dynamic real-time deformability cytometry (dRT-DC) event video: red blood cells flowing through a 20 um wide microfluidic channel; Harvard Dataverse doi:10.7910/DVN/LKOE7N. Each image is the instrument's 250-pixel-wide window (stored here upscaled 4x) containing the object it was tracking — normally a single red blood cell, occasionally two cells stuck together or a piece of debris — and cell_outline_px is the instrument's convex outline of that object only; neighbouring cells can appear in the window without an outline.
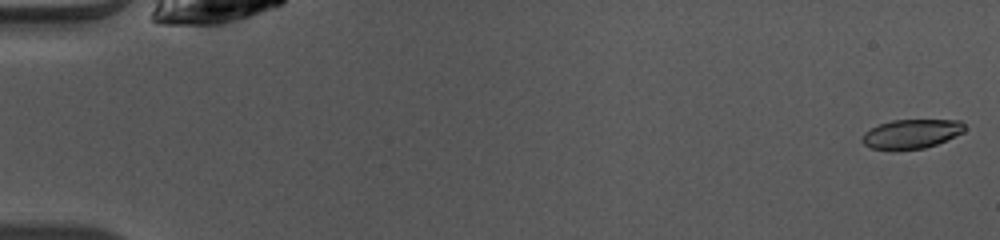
{"species": "common noctule bat (a hibernating species)", "species_latin": "Nyctalus noctula", "temperature_condition": "warm", "stored_images_in_passage": 49, "camera_frame_rate_fps": 3000, "um_per_image_px": 0.085, "animal": {"sex": "female", "body_mass_g": 10.0, "forearm_length_mm": 53.1}, "frame": {"image": 1, "passage_image": 1, "time_ms": 0.0, "image_size_px": [1000, 240], "cell_outline_px": [[964, 132], [936, 144], [924, 148], [872, 148], [864, 144], [860, 140], [864, 132], [880, 124], [892, 120], [960, 120], [964, 124]], "centroid_in_image_um": [77.48, 11.35], "position_along_channel_um": 7.5, "area_um2": 16.94}}
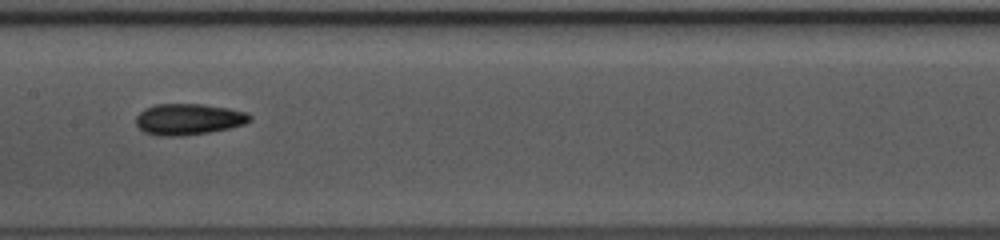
{"frame": {"image": 2, "passage_image": 25, "time_ms": 8.0, "image_size_px": [1000, 240], "cell_outline_px": [[252, 120], [244, 124], [228, 128], [208, 132], [184, 136], [156, 136], [144, 132], [136, 124], [136, 116], [144, 108], [156, 104], [204, 104], [228, 108], [248, 112], [252, 116]], "centroid_in_image_um": [16.02, 10.13], "position_along_channel_um": 191.4, "area_um2": 20.87}}
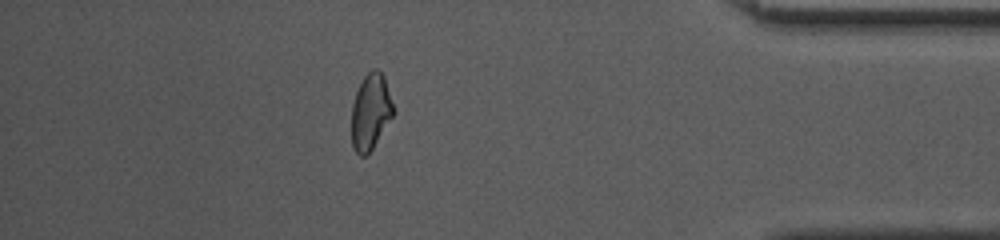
{"frame": {"image": 3, "passage_image": 43, "time_ms": 14.0, "image_size_px": [1000, 240], "cell_outline_px": [[392, 116], [372, 148], [364, 156], [360, 156], [352, 148], [352, 104], [356, 92], [364, 76], [372, 68], [376, 68], [384, 76], [392, 104]], "centroid_in_image_um": [31.47, 9.49], "position_along_channel_um": 403.7, "area_um2": 17.98}, "authors_computed_cell_mechanics": {"area_um2": 19.2474, "velocity_mm_per_s": 4.1094, "shape_relaxation_time_tau1_ms": null, "shape_relaxation_time_tau2_ms": 2.5422, "deformation_change_tau1": null, "deformation_change_tau2": 0.0799}}